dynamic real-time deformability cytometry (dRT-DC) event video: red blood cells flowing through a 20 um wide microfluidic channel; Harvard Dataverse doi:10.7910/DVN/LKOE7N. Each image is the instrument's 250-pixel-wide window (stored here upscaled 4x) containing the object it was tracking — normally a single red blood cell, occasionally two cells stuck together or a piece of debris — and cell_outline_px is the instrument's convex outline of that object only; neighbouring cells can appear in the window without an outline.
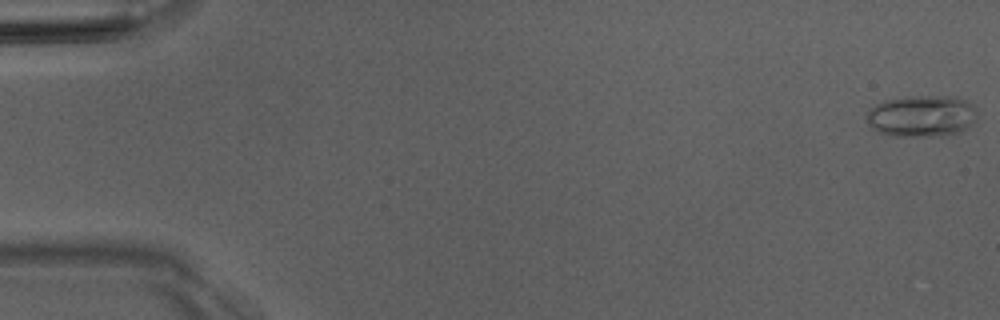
{"species": "Egyptian fruit bat (a non-hibernating species)", "species_latin": "Rousettus aegyptiacus", "temperature_condition": "room temperature", "stored_images_in_passage": 28, "camera_frame_rate_fps": 3000, "um_per_image_px": 0.085, "animal": {"sex": "male"}, "frame": {"image": 1, "passage_image": 1, "time_ms": 0.0, "image_size_px": [1000, 320], "cell_outline_px": [[976, 120], [968, 128], [960, 132], [944, 136], [892, 136], [876, 132], [868, 124], [868, 108], [884, 100], [908, 96], [956, 96], [972, 104], [976, 112]], "centroid_in_image_um": [78.34, 9.87], "position_along_channel_um": 6.7, "area_um2": 27.17}}